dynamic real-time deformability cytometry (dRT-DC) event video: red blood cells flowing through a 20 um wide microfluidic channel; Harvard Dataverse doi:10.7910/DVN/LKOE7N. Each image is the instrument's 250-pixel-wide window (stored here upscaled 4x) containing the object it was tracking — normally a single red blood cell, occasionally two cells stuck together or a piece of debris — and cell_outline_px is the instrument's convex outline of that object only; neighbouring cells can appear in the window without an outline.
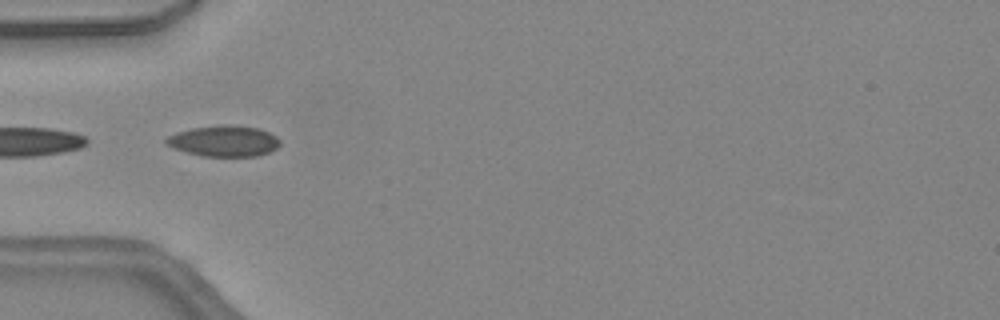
{"species": "common noctule bat (a hibernating species)", "species_latin": "Nyctalus noctula", "temperature_condition": "warm", "stored_images_in_passage": 22, "camera_frame_rate_fps": 3000, "um_per_image_px": 0.085, "animal": {"sex": "female", "body_mass_g": 24.6, "forearm_length_mm": 56.2}, "frame": {"image": 1, "passage_image": 12, "time_ms": 3.667, "image_size_px": [1000, 320], "cell_outline_px": [[280, 144], [276, 148], [268, 152], [256, 156], [200, 156], [164, 144], [164, 140], [168, 136], [176, 132], [192, 128], [256, 128], [268, 132], [276, 136], [280, 140]], "centroid_in_image_um": [19.01, 12.04], "position_along_channel_um": 66.0, "area_um2": 19.42}}